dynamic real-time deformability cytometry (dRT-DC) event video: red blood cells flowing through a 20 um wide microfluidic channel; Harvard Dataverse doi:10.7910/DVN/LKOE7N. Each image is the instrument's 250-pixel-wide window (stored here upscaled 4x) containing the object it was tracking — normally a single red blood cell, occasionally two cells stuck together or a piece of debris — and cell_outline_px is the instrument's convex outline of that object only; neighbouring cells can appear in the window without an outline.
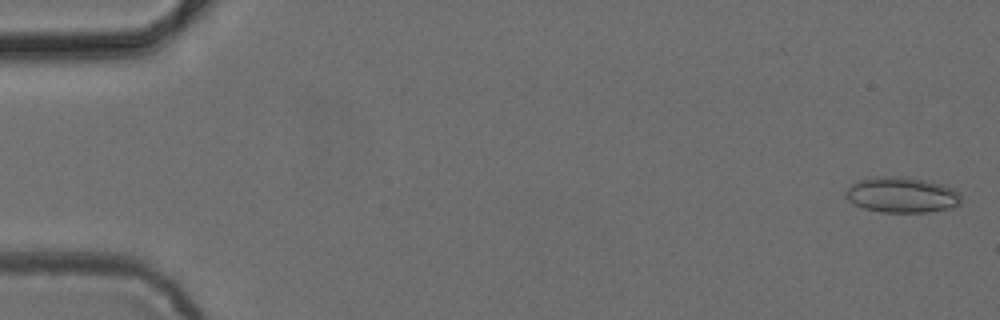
{"species": "common noctule bat (a hibernating species)", "species_latin": "Nyctalus noctula", "temperature_condition": "cold", "stored_images_in_passage": 52, "camera_frame_rate_fps": 3000, "um_per_image_px": 0.085, "animal": {"sex": "female", "body_mass_g": 24.6, "forearm_length_mm": 56.2}, "frame": {"image": 1, "passage_image": 2, "time_ms": 0.333, "image_size_px": [1000, 320], "cell_outline_px": [[960, 204], [952, 208], [928, 212], [880, 212], [864, 208], [848, 200], [844, 196], [844, 192], [852, 184], [860, 180], [876, 176], [900, 176], [924, 180], [940, 184], [952, 188], [960, 192]], "centroid_in_image_um": [76.65, 16.57], "position_along_channel_um": 8.4, "area_um2": 23.93}}
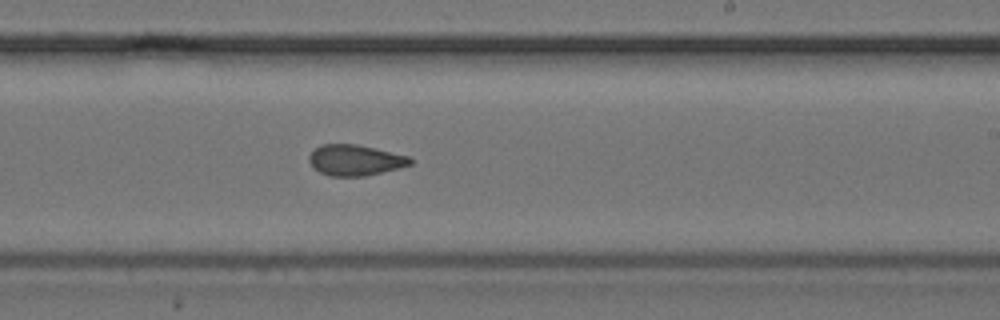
{"frame": {"image": 2, "passage_image": 32, "time_ms": 10.333, "image_size_px": [1000, 320], "cell_outline_px": [[412, 164], [364, 176], [328, 176], [312, 168], [308, 160], [308, 156], [320, 144], [356, 144], [408, 156], [412, 160]], "centroid_in_image_um": [30.12, 13.61], "position_along_channel_um": 258.9, "area_um2": 17.98}}
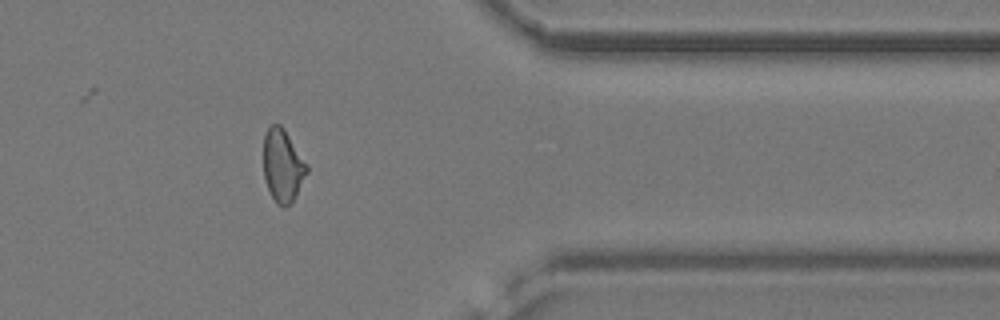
{"frame": {"image": 3, "passage_image": 43, "time_ms": 14.0, "image_size_px": [1000, 320], "cell_outline_px": [[308, 172], [292, 200], [284, 208], [276, 204], [264, 180], [264, 136], [268, 128], [272, 124], [280, 124], [284, 128], [308, 164]], "centroid_in_image_um": [24.03, 14.06], "position_along_channel_um": 387.4, "area_um2": 18.26}, "authors_computed_cell_mechanics": {"area_um2": 18.9006, "velocity_mm_per_s": 3.9502, "shape_relaxation_time_tau1_ms": null, "shape_relaxation_time_tau2_ms": 1.8816, "deformation_change_tau1": null, "deformation_change_tau2": 0.0728}}